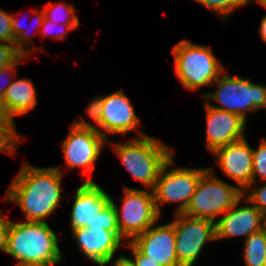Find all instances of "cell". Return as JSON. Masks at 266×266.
<instances>
[{"mask_svg": "<svg viewBox=\"0 0 266 266\" xmlns=\"http://www.w3.org/2000/svg\"><path fill=\"white\" fill-rule=\"evenodd\" d=\"M103 107L101 116L100 133L106 138V134H126L135 130L141 124L136 116L133 105L122 90L102 97Z\"/></svg>", "mask_w": 266, "mask_h": 266, "instance_id": "9a60e30c", "label": "cell"}, {"mask_svg": "<svg viewBox=\"0 0 266 266\" xmlns=\"http://www.w3.org/2000/svg\"><path fill=\"white\" fill-rule=\"evenodd\" d=\"M217 164L244 192L253 183V149L245 138L216 149Z\"/></svg>", "mask_w": 266, "mask_h": 266, "instance_id": "7c38bea8", "label": "cell"}, {"mask_svg": "<svg viewBox=\"0 0 266 266\" xmlns=\"http://www.w3.org/2000/svg\"><path fill=\"white\" fill-rule=\"evenodd\" d=\"M154 225L136 236L131 243L143 255L161 266H180L175 247L174 221L161 226Z\"/></svg>", "mask_w": 266, "mask_h": 266, "instance_id": "8fae6325", "label": "cell"}, {"mask_svg": "<svg viewBox=\"0 0 266 266\" xmlns=\"http://www.w3.org/2000/svg\"><path fill=\"white\" fill-rule=\"evenodd\" d=\"M129 248L131 247L135 260L130 259L135 266H161L143 255L130 241L128 243Z\"/></svg>", "mask_w": 266, "mask_h": 266, "instance_id": "4dcf8cb0", "label": "cell"}, {"mask_svg": "<svg viewBox=\"0 0 266 266\" xmlns=\"http://www.w3.org/2000/svg\"><path fill=\"white\" fill-rule=\"evenodd\" d=\"M57 25H60V24H57V23H54V22H51L47 19L44 18V21H43V25H42V31H43V36L45 37L46 35L47 36H52L54 39H65V36H66V33L68 34L69 31L73 30V29H76L74 26H67L65 24H63L61 27H62V30L60 31H57V32H54L53 28L54 27H58ZM65 29V30H64ZM53 31V33H52ZM68 31V32H67Z\"/></svg>", "mask_w": 266, "mask_h": 266, "instance_id": "f1b7e54d", "label": "cell"}, {"mask_svg": "<svg viewBox=\"0 0 266 266\" xmlns=\"http://www.w3.org/2000/svg\"><path fill=\"white\" fill-rule=\"evenodd\" d=\"M207 110L206 147L210 152L226 146L232 142L245 138L246 121L233 113H229L210 106L205 101Z\"/></svg>", "mask_w": 266, "mask_h": 266, "instance_id": "4fadbf2b", "label": "cell"}, {"mask_svg": "<svg viewBox=\"0 0 266 266\" xmlns=\"http://www.w3.org/2000/svg\"><path fill=\"white\" fill-rule=\"evenodd\" d=\"M5 106L11 115H22L35 109L37 104L36 90L31 80L15 79L3 96Z\"/></svg>", "mask_w": 266, "mask_h": 266, "instance_id": "ac0fdd59", "label": "cell"}, {"mask_svg": "<svg viewBox=\"0 0 266 266\" xmlns=\"http://www.w3.org/2000/svg\"><path fill=\"white\" fill-rule=\"evenodd\" d=\"M244 248L246 266H266V234L263 229L246 238Z\"/></svg>", "mask_w": 266, "mask_h": 266, "instance_id": "d6986e66", "label": "cell"}, {"mask_svg": "<svg viewBox=\"0 0 266 266\" xmlns=\"http://www.w3.org/2000/svg\"><path fill=\"white\" fill-rule=\"evenodd\" d=\"M111 196L91 178L85 180L76 193L72 205L71 231L79 228H91L96 215L110 202Z\"/></svg>", "mask_w": 266, "mask_h": 266, "instance_id": "5bb4252c", "label": "cell"}, {"mask_svg": "<svg viewBox=\"0 0 266 266\" xmlns=\"http://www.w3.org/2000/svg\"><path fill=\"white\" fill-rule=\"evenodd\" d=\"M15 119L9 114L3 97L0 96V125H15Z\"/></svg>", "mask_w": 266, "mask_h": 266, "instance_id": "d6a6232c", "label": "cell"}, {"mask_svg": "<svg viewBox=\"0 0 266 266\" xmlns=\"http://www.w3.org/2000/svg\"><path fill=\"white\" fill-rule=\"evenodd\" d=\"M103 100L102 97L95 98L85 109L89 114L91 119L96 123L98 127L101 128V116H102V106Z\"/></svg>", "mask_w": 266, "mask_h": 266, "instance_id": "f546056e", "label": "cell"}, {"mask_svg": "<svg viewBox=\"0 0 266 266\" xmlns=\"http://www.w3.org/2000/svg\"><path fill=\"white\" fill-rule=\"evenodd\" d=\"M242 197L224 213V216L216 220V240L245 236L248 238L252 233L262 229L264 215L253 204L239 207Z\"/></svg>", "mask_w": 266, "mask_h": 266, "instance_id": "e0dca14e", "label": "cell"}, {"mask_svg": "<svg viewBox=\"0 0 266 266\" xmlns=\"http://www.w3.org/2000/svg\"><path fill=\"white\" fill-rule=\"evenodd\" d=\"M215 84L214 93H203L201 98L212 99L222 106L211 105L214 108L236 114L246 121V112L266 108V85L254 84L245 77H232L222 72Z\"/></svg>", "mask_w": 266, "mask_h": 266, "instance_id": "5b68a950", "label": "cell"}, {"mask_svg": "<svg viewBox=\"0 0 266 266\" xmlns=\"http://www.w3.org/2000/svg\"><path fill=\"white\" fill-rule=\"evenodd\" d=\"M26 57H29V56L21 55L13 64H10L9 66H6L0 69V79H3V81L6 80L5 81L6 83L3 82L2 85L0 84V96L3 97L6 93L7 88L12 84V82L8 81L9 80L8 77H11L10 76L11 72L13 71L12 74L16 73L17 69L15 68H17L18 64L21 63V61L23 62L24 58Z\"/></svg>", "mask_w": 266, "mask_h": 266, "instance_id": "83f0119b", "label": "cell"}, {"mask_svg": "<svg viewBox=\"0 0 266 266\" xmlns=\"http://www.w3.org/2000/svg\"><path fill=\"white\" fill-rule=\"evenodd\" d=\"M106 139L100 129L86 122L84 118L75 120L67 138L61 143L67 169L81 167L84 173L92 172Z\"/></svg>", "mask_w": 266, "mask_h": 266, "instance_id": "9c48e42d", "label": "cell"}, {"mask_svg": "<svg viewBox=\"0 0 266 266\" xmlns=\"http://www.w3.org/2000/svg\"><path fill=\"white\" fill-rule=\"evenodd\" d=\"M259 33L261 35V39L266 43V15L262 18Z\"/></svg>", "mask_w": 266, "mask_h": 266, "instance_id": "e575fe53", "label": "cell"}, {"mask_svg": "<svg viewBox=\"0 0 266 266\" xmlns=\"http://www.w3.org/2000/svg\"><path fill=\"white\" fill-rule=\"evenodd\" d=\"M174 232L176 254L180 266H192L196 262L206 242L216 240L215 222L176 214Z\"/></svg>", "mask_w": 266, "mask_h": 266, "instance_id": "30bf717a", "label": "cell"}, {"mask_svg": "<svg viewBox=\"0 0 266 266\" xmlns=\"http://www.w3.org/2000/svg\"><path fill=\"white\" fill-rule=\"evenodd\" d=\"M62 172L59 166L38 168L24 163L5 196L23 210L29 222H44L60 205Z\"/></svg>", "mask_w": 266, "mask_h": 266, "instance_id": "6da1fadb", "label": "cell"}, {"mask_svg": "<svg viewBox=\"0 0 266 266\" xmlns=\"http://www.w3.org/2000/svg\"><path fill=\"white\" fill-rule=\"evenodd\" d=\"M0 41L14 44L15 36L12 31V16L0 9Z\"/></svg>", "mask_w": 266, "mask_h": 266, "instance_id": "4316f807", "label": "cell"}, {"mask_svg": "<svg viewBox=\"0 0 266 266\" xmlns=\"http://www.w3.org/2000/svg\"><path fill=\"white\" fill-rule=\"evenodd\" d=\"M251 184L244 192H243V198L244 201L252 203L259 211L263 213L264 216H266V183L263 184V186H260L255 188L252 187ZM251 189V191H249ZM251 192V193H247ZM246 193V194H245ZM248 194V195H247ZM245 196V197H244Z\"/></svg>", "mask_w": 266, "mask_h": 266, "instance_id": "d4e9b609", "label": "cell"}, {"mask_svg": "<svg viewBox=\"0 0 266 266\" xmlns=\"http://www.w3.org/2000/svg\"><path fill=\"white\" fill-rule=\"evenodd\" d=\"M114 266H135V265L129 258H126L125 256H120L115 260Z\"/></svg>", "mask_w": 266, "mask_h": 266, "instance_id": "836d02e7", "label": "cell"}, {"mask_svg": "<svg viewBox=\"0 0 266 266\" xmlns=\"http://www.w3.org/2000/svg\"><path fill=\"white\" fill-rule=\"evenodd\" d=\"M91 228H103L114 232L120 239L121 234L117 224V217L114 205L109 202L105 208L96 215L94 225Z\"/></svg>", "mask_w": 266, "mask_h": 266, "instance_id": "7402d4cb", "label": "cell"}, {"mask_svg": "<svg viewBox=\"0 0 266 266\" xmlns=\"http://www.w3.org/2000/svg\"><path fill=\"white\" fill-rule=\"evenodd\" d=\"M173 157L163 166L152 189L159 215L161 204L179 202L176 214L184 213L196 191L200 177L208 168H172Z\"/></svg>", "mask_w": 266, "mask_h": 266, "instance_id": "52a82bcc", "label": "cell"}, {"mask_svg": "<svg viewBox=\"0 0 266 266\" xmlns=\"http://www.w3.org/2000/svg\"><path fill=\"white\" fill-rule=\"evenodd\" d=\"M44 18L54 22V23H63L62 19L65 20V25L74 26L77 28L80 25L78 16L75 14L76 10L71 4L67 5L65 3L57 4H47L43 8Z\"/></svg>", "mask_w": 266, "mask_h": 266, "instance_id": "ffe728a7", "label": "cell"}, {"mask_svg": "<svg viewBox=\"0 0 266 266\" xmlns=\"http://www.w3.org/2000/svg\"><path fill=\"white\" fill-rule=\"evenodd\" d=\"M253 0H248V3L251 2ZM258 1L261 5H263L266 8V0H256Z\"/></svg>", "mask_w": 266, "mask_h": 266, "instance_id": "d590c367", "label": "cell"}, {"mask_svg": "<svg viewBox=\"0 0 266 266\" xmlns=\"http://www.w3.org/2000/svg\"><path fill=\"white\" fill-rule=\"evenodd\" d=\"M212 170L208 168L200 177L184 214L216 222L219 214H224L243 197L240 188L217 179Z\"/></svg>", "mask_w": 266, "mask_h": 266, "instance_id": "8992f818", "label": "cell"}, {"mask_svg": "<svg viewBox=\"0 0 266 266\" xmlns=\"http://www.w3.org/2000/svg\"><path fill=\"white\" fill-rule=\"evenodd\" d=\"M53 264H40V265H23V266H51Z\"/></svg>", "mask_w": 266, "mask_h": 266, "instance_id": "74e56055", "label": "cell"}, {"mask_svg": "<svg viewBox=\"0 0 266 266\" xmlns=\"http://www.w3.org/2000/svg\"><path fill=\"white\" fill-rule=\"evenodd\" d=\"M34 14H36V22L38 27H42L43 21H44V11L40 12L38 9L34 10ZM12 31L13 35L15 36L14 46L16 49L22 54L29 56L31 54L32 50H29L27 48H23V46L31 45L32 39L29 37V34L27 30L22 28L21 24L17 21V19H14L12 16Z\"/></svg>", "mask_w": 266, "mask_h": 266, "instance_id": "44dd1931", "label": "cell"}, {"mask_svg": "<svg viewBox=\"0 0 266 266\" xmlns=\"http://www.w3.org/2000/svg\"><path fill=\"white\" fill-rule=\"evenodd\" d=\"M21 55L14 44L0 41V69L13 64Z\"/></svg>", "mask_w": 266, "mask_h": 266, "instance_id": "484cf974", "label": "cell"}, {"mask_svg": "<svg viewBox=\"0 0 266 266\" xmlns=\"http://www.w3.org/2000/svg\"><path fill=\"white\" fill-rule=\"evenodd\" d=\"M262 229L264 230L265 234H266V216H264V219H263V227Z\"/></svg>", "mask_w": 266, "mask_h": 266, "instance_id": "8d00e7d4", "label": "cell"}, {"mask_svg": "<svg viewBox=\"0 0 266 266\" xmlns=\"http://www.w3.org/2000/svg\"><path fill=\"white\" fill-rule=\"evenodd\" d=\"M123 206L119 211L115 202L114 205L117 217V224L122 238H128L131 242L136 236L145 232L152 224L159 219L153 191L132 189L124 187Z\"/></svg>", "mask_w": 266, "mask_h": 266, "instance_id": "ba28073f", "label": "cell"}, {"mask_svg": "<svg viewBox=\"0 0 266 266\" xmlns=\"http://www.w3.org/2000/svg\"><path fill=\"white\" fill-rule=\"evenodd\" d=\"M201 3L210 10H213L217 15L225 18L235 8L248 4V0H195Z\"/></svg>", "mask_w": 266, "mask_h": 266, "instance_id": "603a6c76", "label": "cell"}, {"mask_svg": "<svg viewBox=\"0 0 266 266\" xmlns=\"http://www.w3.org/2000/svg\"><path fill=\"white\" fill-rule=\"evenodd\" d=\"M72 234L85 257L99 266L110 263L121 247V239L103 228L84 227L72 230Z\"/></svg>", "mask_w": 266, "mask_h": 266, "instance_id": "2e32d148", "label": "cell"}, {"mask_svg": "<svg viewBox=\"0 0 266 266\" xmlns=\"http://www.w3.org/2000/svg\"><path fill=\"white\" fill-rule=\"evenodd\" d=\"M139 134L137 139L113 143V147L131 175L152 190L161 169L173 157V150L156 138Z\"/></svg>", "mask_w": 266, "mask_h": 266, "instance_id": "3957f363", "label": "cell"}, {"mask_svg": "<svg viewBox=\"0 0 266 266\" xmlns=\"http://www.w3.org/2000/svg\"><path fill=\"white\" fill-rule=\"evenodd\" d=\"M260 181H266V139H262L261 144L255 150L253 149V183L256 177Z\"/></svg>", "mask_w": 266, "mask_h": 266, "instance_id": "cb8c5ba5", "label": "cell"}, {"mask_svg": "<svg viewBox=\"0 0 266 266\" xmlns=\"http://www.w3.org/2000/svg\"><path fill=\"white\" fill-rule=\"evenodd\" d=\"M172 52L176 75L189 90L194 91L206 85L214 86L213 82L224 71L209 47L182 40L173 47Z\"/></svg>", "mask_w": 266, "mask_h": 266, "instance_id": "277c9868", "label": "cell"}, {"mask_svg": "<svg viewBox=\"0 0 266 266\" xmlns=\"http://www.w3.org/2000/svg\"><path fill=\"white\" fill-rule=\"evenodd\" d=\"M6 253L17 266L57 264L62 259L55 232L44 222L10 221Z\"/></svg>", "mask_w": 266, "mask_h": 266, "instance_id": "7a4b0ae2", "label": "cell"}, {"mask_svg": "<svg viewBox=\"0 0 266 266\" xmlns=\"http://www.w3.org/2000/svg\"><path fill=\"white\" fill-rule=\"evenodd\" d=\"M9 223L8 217H1L0 210V250H7V242H8V232H9Z\"/></svg>", "mask_w": 266, "mask_h": 266, "instance_id": "1f68e13d", "label": "cell"}]
</instances>
